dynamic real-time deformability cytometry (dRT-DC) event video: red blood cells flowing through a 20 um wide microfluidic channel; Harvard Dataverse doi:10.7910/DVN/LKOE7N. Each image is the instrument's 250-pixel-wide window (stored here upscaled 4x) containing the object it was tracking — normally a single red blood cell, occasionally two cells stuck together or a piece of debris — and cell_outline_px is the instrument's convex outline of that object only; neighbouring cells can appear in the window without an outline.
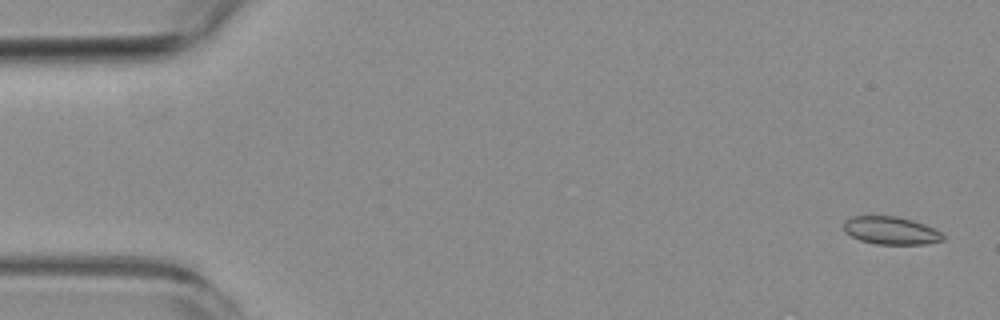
{"species": "common noctule bat (a hibernating species)", "species_latin": "Nyctalus noctula", "temperature_condition": "room temperature", "stored_images_in_passage": 5, "camera_frame_rate_fps": 3000, "um_per_image_px": 0.085, "animal": {"sex": "female", "body_mass_g": 19.3, "forearm_length_mm": 54.1}, "frame": {"image": 1, "passage_image": 1, "time_ms": 0.0, "image_size_px": [1000, 320], "cell_outline_px": [[944, 240], [928, 244], [876, 244], [860, 240], [844, 232], [844, 220], [848, 216], [896, 216], [912, 220], [936, 228], [944, 236]], "centroid_in_image_um": [75.72, 19.59], "position_along_channel_um": 9.3, "area_um2": 16.24}}
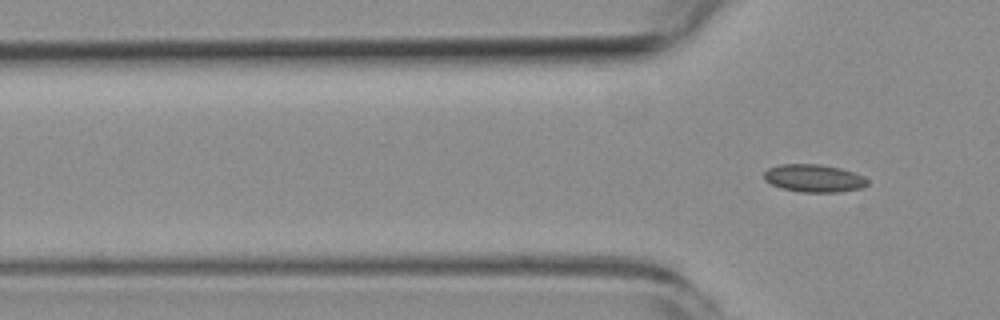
{"frame": {"image": 2, "passage_image": 5, "time_ms": 4.667, "image_size_px": [1000, 320], "cell_outline_px": [[868, 184], [864, 188], [840, 192], [800, 192], [780, 188], [764, 180], [764, 172], [768, 168], [780, 164], [820, 164], [840, 168], [864, 176], [868, 180]], "centroid_in_image_um": [69.19, 15.16], "position_along_channel_um": 56.6, "area_um2": 16.88}}